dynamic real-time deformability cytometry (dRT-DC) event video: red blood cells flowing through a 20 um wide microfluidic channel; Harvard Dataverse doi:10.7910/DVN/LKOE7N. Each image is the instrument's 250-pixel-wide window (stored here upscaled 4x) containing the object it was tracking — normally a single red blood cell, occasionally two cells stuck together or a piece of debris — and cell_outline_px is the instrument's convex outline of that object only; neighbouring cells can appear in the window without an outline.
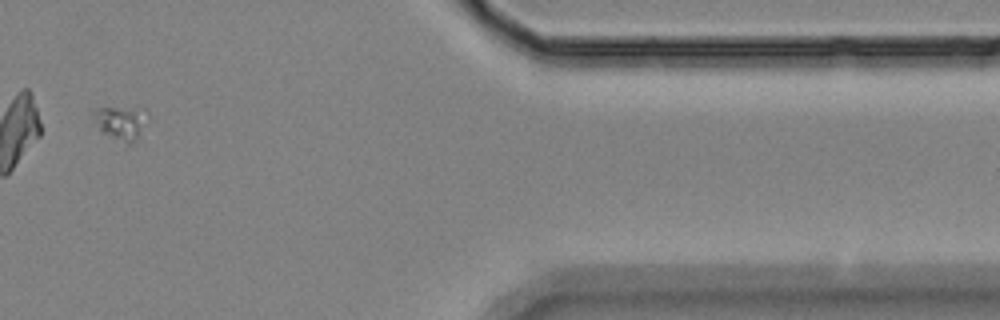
{"species": "Egyptian fruit bat (a non-hibernating species)", "species_latin": "Rousettus aegyptiacus", "temperature_condition": "room temperature", "stored_images_in_passage": 11, "camera_frame_rate_fps": 3000, "um_per_image_px": 0.085, "animal": {"sex": "female"}, "frame": {"image": 1, "passage_image": 9, "time_ms": 2.667, "image_size_px": [1000, 320], "cell_outline_px": [[148, 124], [136, 140], [128, 144], [100, 132], [92, 116], [100, 108], [144, 108], [148, 112]], "centroid_in_image_um": [10.36, 10.44], "position_along_channel_um": 401.0, "area_um2": 10.75}}